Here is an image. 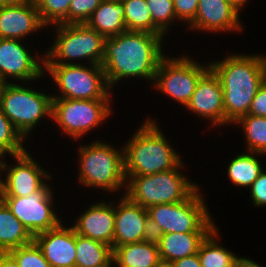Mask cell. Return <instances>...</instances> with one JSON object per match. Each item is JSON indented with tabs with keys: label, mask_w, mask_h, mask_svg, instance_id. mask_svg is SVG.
Masks as SVG:
<instances>
[{
	"label": "cell",
	"mask_w": 266,
	"mask_h": 267,
	"mask_svg": "<svg viewBox=\"0 0 266 267\" xmlns=\"http://www.w3.org/2000/svg\"><path fill=\"white\" fill-rule=\"evenodd\" d=\"M238 10L227 0H199L195 18L190 27L204 31H228L242 29Z\"/></svg>",
	"instance_id": "ac0fdd59"
},
{
	"label": "cell",
	"mask_w": 266,
	"mask_h": 267,
	"mask_svg": "<svg viewBox=\"0 0 266 267\" xmlns=\"http://www.w3.org/2000/svg\"><path fill=\"white\" fill-rule=\"evenodd\" d=\"M52 267H75L76 232L62 224L39 233L33 239Z\"/></svg>",
	"instance_id": "2e32d148"
},
{
	"label": "cell",
	"mask_w": 266,
	"mask_h": 267,
	"mask_svg": "<svg viewBox=\"0 0 266 267\" xmlns=\"http://www.w3.org/2000/svg\"><path fill=\"white\" fill-rule=\"evenodd\" d=\"M3 157L2 154H0V159ZM1 165H2V160H0V171H1Z\"/></svg>",
	"instance_id": "7dc6e473"
},
{
	"label": "cell",
	"mask_w": 266,
	"mask_h": 267,
	"mask_svg": "<svg viewBox=\"0 0 266 267\" xmlns=\"http://www.w3.org/2000/svg\"><path fill=\"white\" fill-rule=\"evenodd\" d=\"M25 138L14 127L11 121L4 115L0 107V154L11 156L23 153L26 151L22 146Z\"/></svg>",
	"instance_id": "4dcf8cb0"
},
{
	"label": "cell",
	"mask_w": 266,
	"mask_h": 267,
	"mask_svg": "<svg viewBox=\"0 0 266 267\" xmlns=\"http://www.w3.org/2000/svg\"><path fill=\"white\" fill-rule=\"evenodd\" d=\"M34 237L8 207L0 204V253L29 244Z\"/></svg>",
	"instance_id": "d4e9b609"
},
{
	"label": "cell",
	"mask_w": 266,
	"mask_h": 267,
	"mask_svg": "<svg viewBox=\"0 0 266 267\" xmlns=\"http://www.w3.org/2000/svg\"><path fill=\"white\" fill-rule=\"evenodd\" d=\"M163 235L164 233L161 227L152 219V217L147 215L142 241L158 246Z\"/></svg>",
	"instance_id": "74e56055"
},
{
	"label": "cell",
	"mask_w": 266,
	"mask_h": 267,
	"mask_svg": "<svg viewBox=\"0 0 266 267\" xmlns=\"http://www.w3.org/2000/svg\"><path fill=\"white\" fill-rule=\"evenodd\" d=\"M9 253L16 259L20 267H52L34 240Z\"/></svg>",
	"instance_id": "d6a6232c"
},
{
	"label": "cell",
	"mask_w": 266,
	"mask_h": 267,
	"mask_svg": "<svg viewBox=\"0 0 266 267\" xmlns=\"http://www.w3.org/2000/svg\"><path fill=\"white\" fill-rule=\"evenodd\" d=\"M179 166H183L182 162L171 170L152 175L125 176L129 180L126 196L146 209L188 199L199 187L180 174Z\"/></svg>",
	"instance_id": "277c9868"
},
{
	"label": "cell",
	"mask_w": 266,
	"mask_h": 267,
	"mask_svg": "<svg viewBox=\"0 0 266 267\" xmlns=\"http://www.w3.org/2000/svg\"><path fill=\"white\" fill-rule=\"evenodd\" d=\"M210 232L167 233L161 237L159 247L160 259L176 261L195 255L202 241Z\"/></svg>",
	"instance_id": "7402d4cb"
},
{
	"label": "cell",
	"mask_w": 266,
	"mask_h": 267,
	"mask_svg": "<svg viewBox=\"0 0 266 267\" xmlns=\"http://www.w3.org/2000/svg\"><path fill=\"white\" fill-rule=\"evenodd\" d=\"M209 69L210 65L205 68L189 57L166 59L164 56L155 73V88L186 106L198 81Z\"/></svg>",
	"instance_id": "8fae6325"
},
{
	"label": "cell",
	"mask_w": 266,
	"mask_h": 267,
	"mask_svg": "<svg viewBox=\"0 0 266 267\" xmlns=\"http://www.w3.org/2000/svg\"><path fill=\"white\" fill-rule=\"evenodd\" d=\"M251 199L255 206H266V172H260L257 180L250 186Z\"/></svg>",
	"instance_id": "d590c367"
},
{
	"label": "cell",
	"mask_w": 266,
	"mask_h": 267,
	"mask_svg": "<svg viewBox=\"0 0 266 267\" xmlns=\"http://www.w3.org/2000/svg\"><path fill=\"white\" fill-rule=\"evenodd\" d=\"M163 36L148 32L126 31L106 38L101 62L110 88L125 77L153 80L164 57Z\"/></svg>",
	"instance_id": "6da1fadb"
},
{
	"label": "cell",
	"mask_w": 266,
	"mask_h": 267,
	"mask_svg": "<svg viewBox=\"0 0 266 267\" xmlns=\"http://www.w3.org/2000/svg\"><path fill=\"white\" fill-rule=\"evenodd\" d=\"M199 0H173L176 17L179 20L191 22L197 13Z\"/></svg>",
	"instance_id": "e575fe53"
},
{
	"label": "cell",
	"mask_w": 266,
	"mask_h": 267,
	"mask_svg": "<svg viewBox=\"0 0 266 267\" xmlns=\"http://www.w3.org/2000/svg\"><path fill=\"white\" fill-rule=\"evenodd\" d=\"M52 101V96L10 82L5 83L0 95L4 115L24 138L41 118H52Z\"/></svg>",
	"instance_id": "ba28073f"
},
{
	"label": "cell",
	"mask_w": 266,
	"mask_h": 267,
	"mask_svg": "<svg viewBox=\"0 0 266 267\" xmlns=\"http://www.w3.org/2000/svg\"><path fill=\"white\" fill-rule=\"evenodd\" d=\"M109 105L110 99L53 98L52 119L61 126L64 133L78 139L111 114Z\"/></svg>",
	"instance_id": "30bf717a"
},
{
	"label": "cell",
	"mask_w": 266,
	"mask_h": 267,
	"mask_svg": "<svg viewBox=\"0 0 266 267\" xmlns=\"http://www.w3.org/2000/svg\"><path fill=\"white\" fill-rule=\"evenodd\" d=\"M124 5L115 0H103L86 24L105 38L126 32Z\"/></svg>",
	"instance_id": "44dd1931"
},
{
	"label": "cell",
	"mask_w": 266,
	"mask_h": 267,
	"mask_svg": "<svg viewBox=\"0 0 266 267\" xmlns=\"http://www.w3.org/2000/svg\"><path fill=\"white\" fill-rule=\"evenodd\" d=\"M34 1L35 0H0V7L1 6L26 4V3L34 2Z\"/></svg>",
	"instance_id": "b9f144b4"
},
{
	"label": "cell",
	"mask_w": 266,
	"mask_h": 267,
	"mask_svg": "<svg viewBox=\"0 0 266 267\" xmlns=\"http://www.w3.org/2000/svg\"><path fill=\"white\" fill-rule=\"evenodd\" d=\"M120 152V153H119ZM124 151L109 144L93 142L80 147L79 180L84 186L106 190L119 189L126 183Z\"/></svg>",
	"instance_id": "5b68a950"
},
{
	"label": "cell",
	"mask_w": 266,
	"mask_h": 267,
	"mask_svg": "<svg viewBox=\"0 0 266 267\" xmlns=\"http://www.w3.org/2000/svg\"><path fill=\"white\" fill-rule=\"evenodd\" d=\"M12 157L16 158L17 165L9 168L3 161L1 165V170L8 169L6 181L0 179L3 197L29 196L45 185L43 177L50 179L51 176L37 165L27 151Z\"/></svg>",
	"instance_id": "4fadbf2b"
},
{
	"label": "cell",
	"mask_w": 266,
	"mask_h": 267,
	"mask_svg": "<svg viewBox=\"0 0 266 267\" xmlns=\"http://www.w3.org/2000/svg\"><path fill=\"white\" fill-rule=\"evenodd\" d=\"M127 31L153 34V21L145 0H123Z\"/></svg>",
	"instance_id": "83f0119b"
},
{
	"label": "cell",
	"mask_w": 266,
	"mask_h": 267,
	"mask_svg": "<svg viewBox=\"0 0 266 267\" xmlns=\"http://www.w3.org/2000/svg\"><path fill=\"white\" fill-rule=\"evenodd\" d=\"M45 27L34 2L0 7V38L24 39L28 34Z\"/></svg>",
	"instance_id": "d6986e66"
},
{
	"label": "cell",
	"mask_w": 266,
	"mask_h": 267,
	"mask_svg": "<svg viewBox=\"0 0 266 267\" xmlns=\"http://www.w3.org/2000/svg\"><path fill=\"white\" fill-rule=\"evenodd\" d=\"M52 192L45 184L26 197H3V203L34 237L61 224L52 210Z\"/></svg>",
	"instance_id": "7c38bea8"
},
{
	"label": "cell",
	"mask_w": 266,
	"mask_h": 267,
	"mask_svg": "<svg viewBox=\"0 0 266 267\" xmlns=\"http://www.w3.org/2000/svg\"><path fill=\"white\" fill-rule=\"evenodd\" d=\"M156 267H175L174 262L160 259Z\"/></svg>",
	"instance_id": "ee69618b"
},
{
	"label": "cell",
	"mask_w": 266,
	"mask_h": 267,
	"mask_svg": "<svg viewBox=\"0 0 266 267\" xmlns=\"http://www.w3.org/2000/svg\"><path fill=\"white\" fill-rule=\"evenodd\" d=\"M199 188L186 200L177 203L157 204L147 209L148 215L161 227L164 234L211 232V221Z\"/></svg>",
	"instance_id": "9c48e42d"
},
{
	"label": "cell",
	"mask_w": 266,
	"mask_h": 267,
	"mask_svg": "<svg viewBox=\"0 0 266 267\" xmlns=\"http://www.w3.org/2000/svg\"><path fill=\"white\" fill-rule=\"evenodd\" d=\"M175 267H202L198 255H190L174 261Z\"/></svg>",
	"instance_id": "f35d334b"
},
{
	"label": "cell",
	"mask_w": 266,
	"mask_h": 267,
	"mask_svg": "<svg viewBox=\"0 0 266 267\" xmlns=\"http://www.w3.org/2000/svg\"><path fill=\"white\" fill-rule=\"evenodd\" d=\"M249 153L238 155L231 160L228 166V176L238 186L250 187L262 171V165L258 158H256L257 156H254V154H259L254 152Z\"/></svg>",
	"instance_id": "4316f807"
},
{
	"label": "cell",
	"mask_w": 266,
	"mask_h": 267,
	"mask_svg": "<svg viewBox=\"0 0 266 267\" xmlns=\"http://www.w3.org/2000/svg\"><path fill=\"white\" fill-rule=\"evenodd\" d=\"M92 68L81 64H45L43 67L52 76L61 95L53 98L93 100L109 99L110 87L102 65Z\"/></svg>",
	"instance_id": "52a82bcc"
},
{
	"label": "cell",
	"mask_w": 266,
	"mask_h": 267,
	"mask_svg": "<svg viewBox=\"0 0 266 267\" xmlns=\"http://www.w3.org/2000/svg\"><path fill=\"white\" fill-rule=\"evenodd\" d=\"M113 248L101 241L76 234L75 267H111Z\"/></svg>",
	"instance_id": "cb8c5ba5"
},
{
	"label": "cell",
	"mask_w": 266,
	"mask_h": 267,
	"mask_svg": "<svg viewBox=\"0 0 266 267\" xmlns=\"http://www.w3.org/2000/svg\"><path fill=\"white\" fill-rule=\"evenodd\" d=\"M148 211L123 195L115 207L113 247L142 242Z\"/></svg>",
	"instance_id": "e0dca14e"
},
{
	"label": "cell",
	"mask_w": 266,
	"mask_h": 267,
	"mask_svg": "<svg viewBox=\"0 0 266 267\" xmlns=\"http://www.w3.org/2000/svg\"><path fill=\"white\" fill-rule=\"evenodd\" d=\"M3 202V193H2V188L0 184V204Z\"/></svg>",
	"instance_id": "bcb514c9"
},
{
	"label": "cell",
	"mask_w": 266,
	"mask_h": 267,
	"mask_svg": "<svg viewBox=\"0 0 266 267\" xmlns=\"http://www.w3.org/2000/svg\"><path fill=\"white\" fill-rule=\"evenodd\" d=\"M234 267H261L251 259L240 257Z\"/></svg>",
	"instance_id": "60d3db41"
},
{
	"label": "cell",
	"mask_w": 266,
	"mask_h": 267,
	"mask_svg": "<svg viewBox=\"0 0 266 267\" xmlns=\"http://www.w3.org/2000/svg\"><path fill=\"white\" fill-rule=\"evenodd\" d=\"M103 0H72L68 12V24L86 23Z\"/></svg>",
	"instance_id": "836d02e7"
},
{
	"label": "cell",
	"mask_w": 266,
	"mask_h": 267,
	"mask_svg": "<svg viewBox=\"0 0 266 267\" xmlns=\"http://www.w3.org/2000/svg\"><path fill=\"white\" fill-rule=\"evenodd\" d=\"M140 127L123 148L125 176L152 175L181 163L154 121L148 119Z\"/></svg>",
	"instance_id": "3957f363"
},
{
	"label": "cell",
	"mask_w": 266,
	"mask_h": 267,
	"mask_svg": "<svg viewBox=\"0 0 266 267\" xmlns=\"http://www.w3.org/2000/svg\"><path fill=\"white\" fill-rule=\"evenodd\" d=\"M186 107L198 116L211 119L213 125L225 124L223 88L211 68L198 81Z\"/></svg>",
	"instance_id": "9a60e30c"
},
{
	"label": "cell",
	"mask_w": 266,
	"mask_h": 267,
	"mask_svg": "<svg viewBox=\"0 0 266 267\" xmlns=\"http://www.w3.org/2000/svg\"><path fill=\"white\" fill-rule=\"evenodd\" d=\"M160 260L159 247L146 242L113 247V261L122 267H156Z\"/></svg>",
	"instance_id": "603a6c76"
},
{
	"label": "cell",
	"mask_w": 266,
	"mask_h": 267,
	"mask_svg": "<svg viewBox=\"0 0 266 267\" xmlns=\"http://www.w3.org/2000/svg\"><path fill=\"white\" fill-rule=\"evenodd\" d=\"M236 123L242 124L248 150L266 155V117L244 115Z\"/></svg>",
	"instance_id": "f1b7e54d"
},
{
	"label": "cell",
	"mask_w": 266,
	"mask_h": 267,
	"mask_svg": "<svg viewBox=\"0 0 266 267\" xmlns=\"http://www.w3.org/2000/svg\"><path fill=\"white\" fill-rule=\"evenodd\" d=\"M115 206L99 202L80 215L73 227L76 234L101 241L113 248Z\"/></svg>",
	"instance_id": "ffe728a7"
},
{
	"label": "cell",
	"mask_w": 266,
	"mask_h": 267,
	"mask_svg": "<svg viewBox=\"0 0 266 267\" xmlns=\"http://www.w3.org/2000/svg\"><path fill=\"white\" fill-rule=\"evenodd\" d=\"M28 52L18 39L0 38V77L5 83L10 76L22 81H32L44 74L45 68L41 67L45 65L44 59L35 60Z\"/></svg>",
	"instance_id": "5bb4252c"
},
{
	"label": "cell",
	"mask_w": 266,
	"mask_h": 267,
	"mask_svg": "<svg viewBox=\"0 0 266 267\" xmlns=\"http://www.w3.org/2000/svg\"><path fill=\"white\" fill-rule=\"evenodd\" d=\"M234 8H236L238 11L239 9H241L242 6H244V4L246 2H248V0H227Z\"/></svg>",
	"instance_id": "7bdbcfd3"
},
{
	"label": "cell",
	"mask_w": 266,
	"mask_h": 267,
	"mask_svg": "<svg viewBox=\"0 0 266 267\" xmlns=\"http://www.w3.org/2000/svg\"><path fill=\"white\" fill-rule=\"evenodd\" d=\"M153 21V34L164 35L176 17L173 0H145Z\"/></svg>",
	"instance_id": "f546056e"
},
{
	"label": "cell",
	"mask_w": 266,
	"mask_h": 267,
	"mask_svg": "<svg viewBox=\"0 0 266 267\" xmlns=\"http://www.w3.org/2000/svg\"><path fill=\"white\" fill-rule=\"evenodd\" d=\"M248 115L266 117V79L253 98Z\"/></svg>",
	"instance_id": "8d00e7d4"
},
{
	"label": "cell",
	"mask_w": 266,
	"mask_h": 267,
	"mask_svg": "<svg viewBox=\"0 0 266 267\" xmlns=\"http://www.w3.org/2000/svg\"><path fill=\"white\" fill-rule=\"evenodd\" d=\"M56 26L58 36L51 50L45 54L44 64H76L66 60L87 58L91 65H101L106 40L104 36L86 23Z\"/></svg>",
	"instance_id": "8992f818"
},
{
	"label": "cell",
	"mask_w": 266,
	"mask_h": 267,
	"mask_svg": "<svg viewBox=\"0 0 266 267\" xmlns=\"http://www.w3.org/2000/svg\"><path fill=\"white\" fill-rule=\"evenodd\" d=\"M218 235L217 228H214L200 244L197 255L202 267H234L239 259L218 245L215 240Z\"/></svg>",
	"instance_id": "484cf974"
},
{
	"label": "cell",
	"mask_w": 266,
	"mask_h": 267,
	"mask_svg": "<svg viewBox=\"0 0 266 267\" xmlns=\"http://www.w3.org/2000/svg\"><path fill=\"white\" fill-rule=\"evenodd\" d=\"M72 0H35L44 25L68 24V12Z\"/></svg>",
	"instance_id": "1f68e13d"
},
{
	"label": "cell",
	"mask_w": 266,
	"mask_h": 267,
	"mask_svg": "<svg viewBox=\"0 0 266 267\" xmlns=\"http://www.w3.org/2000/svg\"><path fill=\"white\" fill-rule=\"evenodd\" d=\"M223 88L225 123L247 115L251 102L266 79V56L230 55L210 63Z\"/></svg>",
	"instance_id": "7a4b0ae2"
},
{
	"label": "cell",
	"mask_w": 266,
	"mask_h": 267,
	"mask_svg": "<svg viewBox=\"0 0 266 267\" xmlns=\"http://www.w3.org/2000/svg\"><path fill=\"white\" fill-rule=\"evenodd\" d=\"M0 267H20L16 259L8 253H0Z\"/></svg>",
	"instance_id": "ab89813d"
},
{
	"label": "cell",
	"mask_w": 266,
	"mask_h": 267,
	"mask_svg": "<svg viewBox=\"0 0 266 267\" xmlns=\"http://www.w3.org/2000/svg\"><path fill=\"white\" fill-rule=\"evenodd\" d=\"M5 85V82L3 81V79L0 77V95L3 89V86Z\"/></svg>",
	"instance_id": "f6af8a7d"
}]
</instances>
